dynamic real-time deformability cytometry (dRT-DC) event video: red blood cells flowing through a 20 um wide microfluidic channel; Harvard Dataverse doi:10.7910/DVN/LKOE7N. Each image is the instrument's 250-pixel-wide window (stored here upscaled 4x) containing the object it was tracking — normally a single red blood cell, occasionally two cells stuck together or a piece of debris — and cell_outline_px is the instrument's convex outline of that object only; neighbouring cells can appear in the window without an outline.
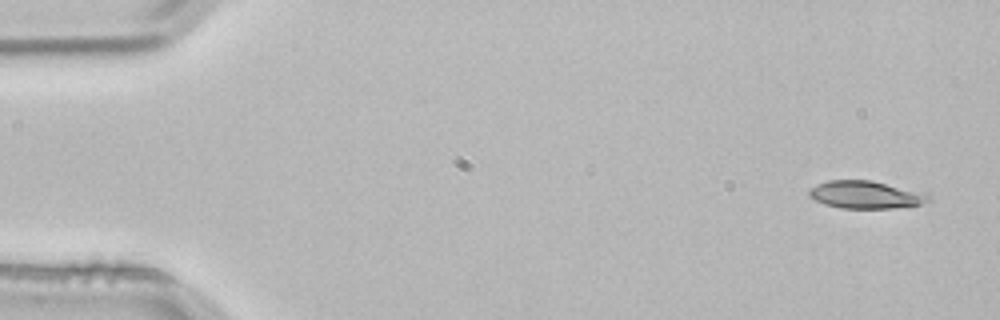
{"species": "common noctule bat (a hibernating species)", "species_latin": "Nyctalus noctula", "temperature_condition": "room temperature", "stored_images_in_passage": 5, "camera_frame_rate_fps": 3000, "um_per_image_px": 0.085, "animal": {"sex": "male", "body_mass_g": 21.5, "forearm_length_mm": 52.0}, "frame": {"image": 1, "passage_image": 1, "time_ms": 0.0, "image_size_px": [1000, 320], "cell_outline_px": [[928, 200], [920, 204], [892, 208], [840, 208], [824, 204], [808, 196], [808, 188], [816, 184], [828, 180], [872, 180], [924, 192], [928, 196]], "centroid_in_image_um": [73.51, 16.54], "position_along_channel_um": 11.5, "area_um2": 19.19}}
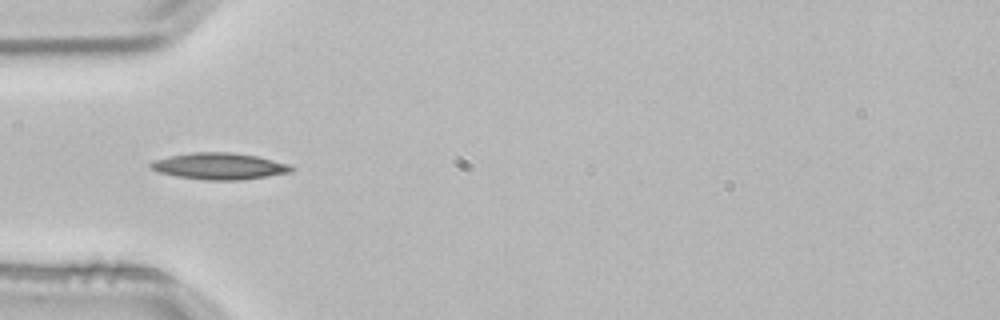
{"frame": {"image": 2, "passage_image": 4, "time_ms": 1.0, "image_size_px": [1000, 320], "cell_outline_px": [[296, 168], [292, 172], [268, 176], [240, 180], [204, 180], [176, 176], [156, 172], [148, 168], [148, 164], [152, 160], [168, 156], [192, 152], [232, 152], [256, 156], [288, 164]], "centroid_in_image_um": [18.58, 14.12], "position_along_channel_um": 66.4, "area_um2": 22.02}}